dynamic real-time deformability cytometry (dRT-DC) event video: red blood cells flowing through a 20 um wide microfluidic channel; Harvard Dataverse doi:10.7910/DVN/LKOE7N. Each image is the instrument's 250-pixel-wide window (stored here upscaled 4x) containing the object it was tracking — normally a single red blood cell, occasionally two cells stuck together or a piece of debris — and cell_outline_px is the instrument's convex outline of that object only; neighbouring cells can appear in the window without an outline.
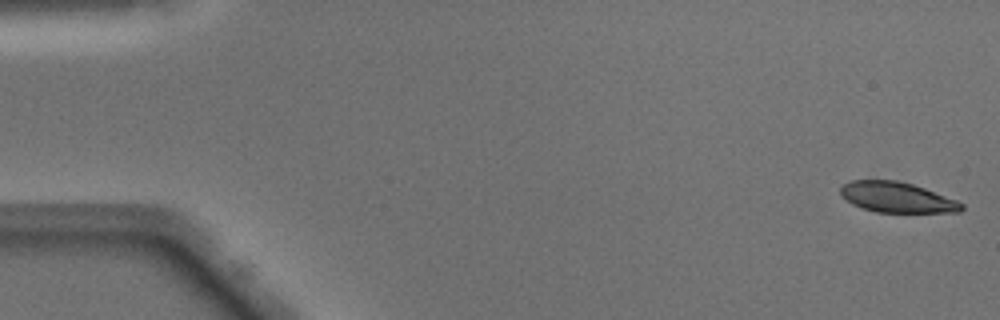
{"species": "Egyptian fruit bat (a non-hibernating species)", "species_latin": "Rousettus aegyptiacus", "temperature_condition": "warm", "stored_images_in_passage": 49, "camera_frame_rate_fps": 3000, "um_per_image_px": 0.085, "animal": {"sex": "male"}, "frame": {"image": 1, "passage_image": 1, "time_ms": 0.0, "image_size_px": [1000, 320], "cell_outline_px": [[964, 208], [960, 212], [876, 212], [852, 204], [840, 192], [840, 188], [844, 184], [852, 180], [896, 180], [912, 184], [924, 188], [956, 200], [964, 204]], "centroid_in_image_um": [76.26, 16.77], "position_along_channel_um": 8.7, "area_um2": 21.15}}
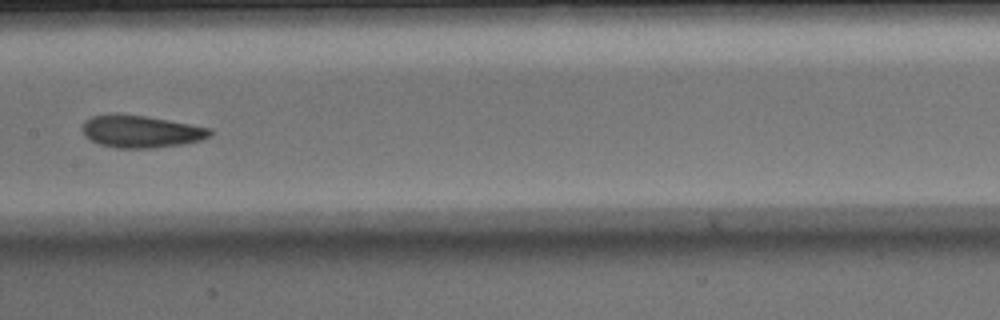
{"frame": {"image": 2, "passage_image": 25, "time_ms": 8.0, "image_size_px": [1000, 320], "cell_outline_px": [[212, 132], [208, 136], [200, 140], [184, 144], [156, 148], [116, 148], [100, 144], [84, 136], [84, 120], [92, 116], [108, 112], [116, 112], [148, 116], [212, 128]], "centroid_in_image_um": [11.96, 11.15], "position_along_channel_um": 195.4, "area_um2": 24.39}}
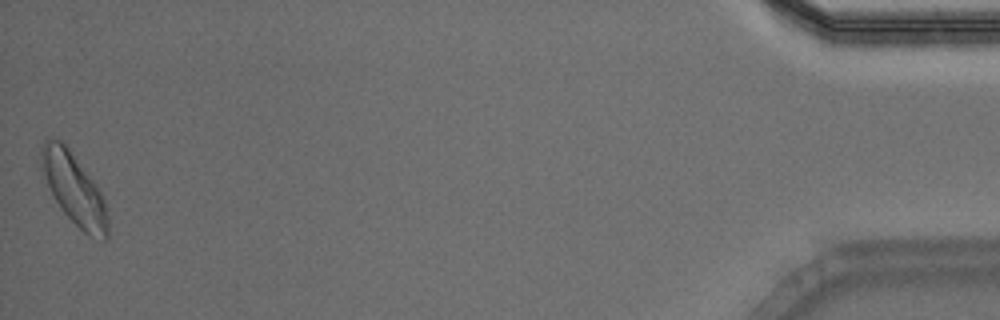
{"frame": {"image": 3, "passage_image": 49, "time_ms": 16.0, "image_size_px": [1000, 320], "cell_outline_px": [[108, 240], [104, 240], [88, 236], [60, 208], [48, 184], [44, 172], [40, 152], [40, 148], [44, 136], [48, 136], [60, 140], [68, 148], [96, 184], [104, 200], [108, 216]], "centroid_in_image_um": [6.31, 16.05], "position_along_channel_um": 428.9, "area_um2": 27.17}, "authors_computed_cell_mechanics": {"area_um2": 23.8136, "velocity_mm_per_s": 4.0791, "shape_relaxation_time_tau1_ms": 4.3664, "shape_relaxation_time_tau2_ms": 3.4262, "deformation_change_tau1": 0.1275, "deformation_change_tau2": 0.1108}}